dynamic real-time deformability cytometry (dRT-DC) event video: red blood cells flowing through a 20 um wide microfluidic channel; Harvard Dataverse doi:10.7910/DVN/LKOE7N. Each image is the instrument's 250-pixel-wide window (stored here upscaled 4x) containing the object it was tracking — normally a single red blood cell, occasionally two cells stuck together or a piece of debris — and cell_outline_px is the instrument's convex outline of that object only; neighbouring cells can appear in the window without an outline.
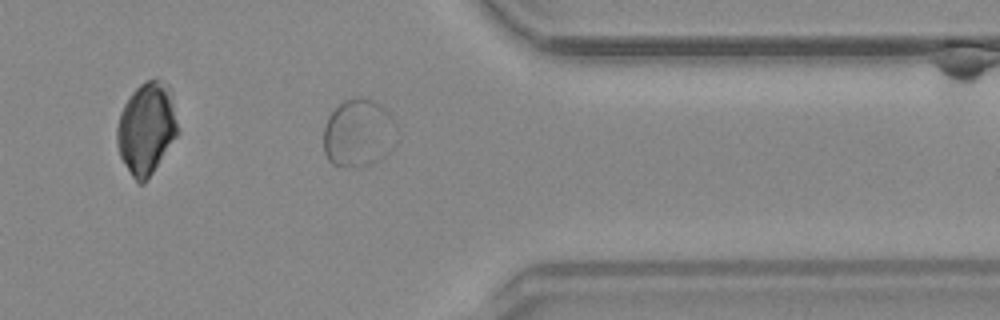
{"species": "common noctule bat (a hibernating species)", "species_latin": "Nyctalus noctula", "temperature_condition": "warm", "stored_images_in_passage": 31, "camera_frame_rate_fps": 3000, "um_per_image_px": 0.085, "animal": {"sex": "male", "body_mass_g": 20.4}, "frame": {"image": 1, "passage_image": 27, "time_ms": 8.667, "image_size_px": [1000, 320], "cell_outline_px": [[396, 128], [380, 160], [372, 164], [356, 168], [340, 168], [332, 164], [328, 160], [324, 152], [324, 124], [328, 116], [344, 100], [356, 96], [360, 96], [372, 100], [380, 104], [392, 116], [396, 124]], "centroid_in_image_um": [30.39, 11.31], "position_along_channel_um": 381.0, "area_um2": 28.78}}